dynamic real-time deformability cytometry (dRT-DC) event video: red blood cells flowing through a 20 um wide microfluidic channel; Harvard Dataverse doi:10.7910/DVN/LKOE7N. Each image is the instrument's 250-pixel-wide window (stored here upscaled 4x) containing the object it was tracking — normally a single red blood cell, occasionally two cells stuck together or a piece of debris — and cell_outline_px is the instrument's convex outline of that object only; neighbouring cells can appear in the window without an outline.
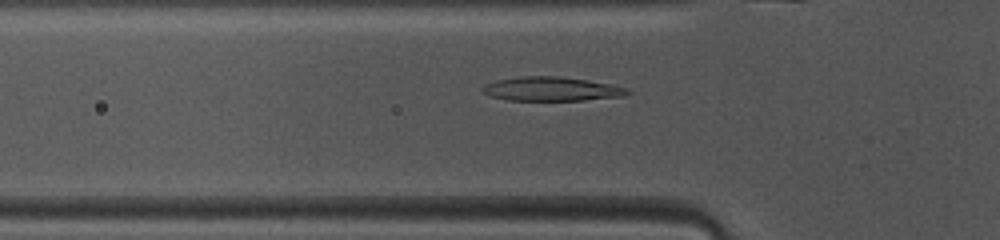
{"species": "common noctule bat (a hibernating species)", "species_latin": "Nyctalus noctula", "temperature_condition": "warm", "stored_images_in_passage": 46, "camera_frame_rate_fps": 3000, "um_per_image_px": 0.085, "animal": {"sex": "female", "body_mass_g": 10.0, "forearm_length_mm": 53.1}, "frame": {"image": 1, "passage_image": 13, "time_ms": 4.0, "image_size_px": [1000, 240], "cell_outline_px": [[632, 92], [624, 96], [584, 100], [508, 100], [488, 96], [480, 88], [484, 84], [496, 80], [520, 76], [556, 76], [588, 80], [628, 88]], "centroid_in_image_um": [46.85, 7.56], "position_along_channel_um": 79.0, "area_um2": 20.35}}
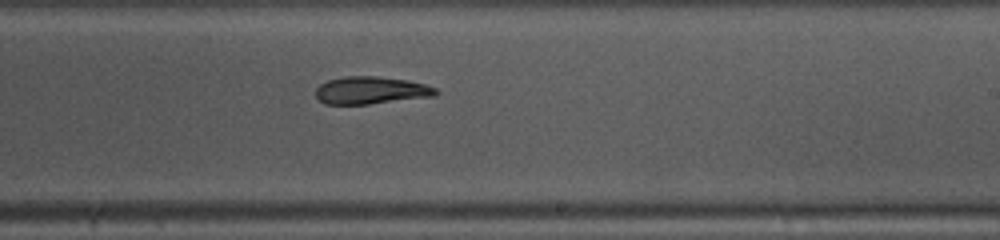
{"frame": {"image": 2, "passage_image": 26, "time_ms": 8.333, "image_size_px": [1000, 240], "cell_outline_px": [[440, 92], [436, 96], [368, 104], [324, 104], [316, 100], [316, 88], [320, 84], [328, 80], [344, 76], [376, 76], [408, 80], [424, 84], [436, 88]], "centroid_in_image_um": [31.52, 7.68], "position_along_channel_um": 257.5, "area_um2": 19.42}}
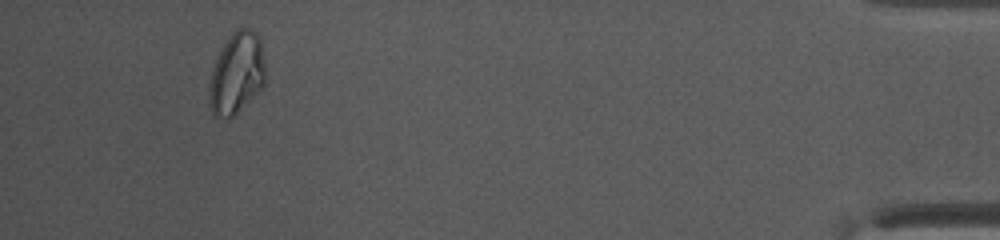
{"frame": {"image": 3, "passage_image": 43, "time_ms": 14.0, "image_size_px": [1000, 240], "cell_outline_px": [[264, 84], [232, 116], [216, 116], [212, 112], [208, 104], [208, 84], [212, 68], [216, 56], [220, 48], [232, 32], [236, 28], [252, 28], [260, 36], [264, 60]], "centroid_in_image_um": [20.08, 6.15], "position_along_channel_um": 415.1, "area_um2": 26.65}, "authors_computed_cell_mechanics": {"area_um2": 20.9814, "velocity_mm_per_s": 4.0994, "shape_relaxation_time_tau1_ms": 6.3479, "shape_relaxation_time_tau2_ms": 5.2097, "deformation_change_tau1": 0.1868, "deformation_change_tau2": 0.1081}}